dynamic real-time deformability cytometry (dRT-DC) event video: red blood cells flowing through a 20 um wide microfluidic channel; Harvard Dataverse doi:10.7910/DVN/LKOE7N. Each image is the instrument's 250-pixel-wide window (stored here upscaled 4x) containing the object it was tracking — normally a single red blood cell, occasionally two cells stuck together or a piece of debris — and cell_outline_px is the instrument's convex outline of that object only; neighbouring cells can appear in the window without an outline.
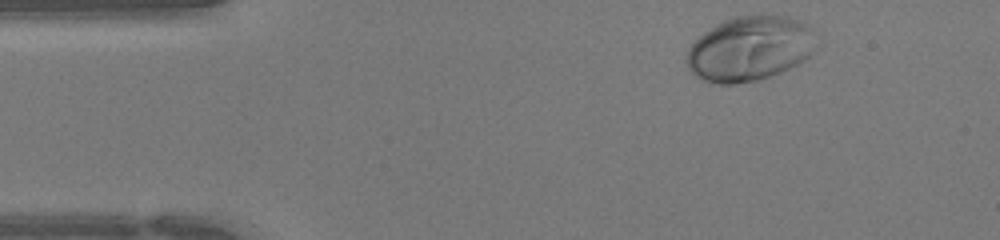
{"species": "human", "species_latin": "Homo sapiens", "temperature_condition": "warm", "stored_images_in_passage": 40, "camera_frame_rate_fps": 3000, "um_per_image_px": 0.085, "donor": {"sex": "female"}, "frame": {"image": 1, "passage_image": 1, "time_ms": 0.0, "image_size_px": [1000, 240], "cell_outline_px": [[820, 48], [804, 60], [780, 72], [756, 80], [736, 84], [716, 84], [700, 80], [688, 68], [684, 60], [688, 48], [704, 32], [716, 24], [724, 20], [736, 16], [756, 12], [788, 16], [800, 20], [808, 24], [812, 28], [820, 44]], "centroid_in_image_um": [63.78, 4.09], "position_along_channel_um": 21.2, "area_um2": 50.23}}
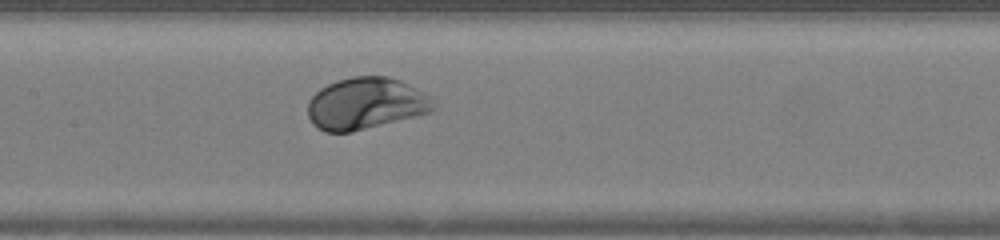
{"frame": {"image": 2, "passage_image": 16, "time_ms": 5.0, "image_size_px": [1000, 240], "cell_outline_px": [[436, 108], [432, 112], [352, 132], [324, 132], [316, 128], [312, 124], [308, 116], [308, 100], [320, 88], [336, 80], [352, 76], [388, 76], [400, 80], [432, 96]], "centroid_in_image_um": [31.1, 8.8], "position_along_channel_um": 176.3, "area_um2": 38.32}}
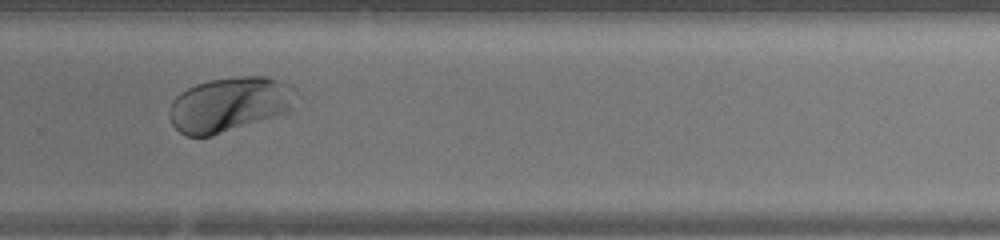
{"frame": {"image": 3, "passage_image": 25, "time_ms": 8.0, "image_size_px": [1000, 240], "cell_outline_px": [[296, 88], [292, 108], [288, 112], [276, 116], [212, 136], [188, 136], [180, 132], [172, 124], [168, 116], [168, 108], [172, 100], [180, 92], [196, 84], [208, 80], [240, 76], [268, 76]], "centroid_in_image_um": [19.47, 8.87], "position_along_channel_um": 310.3, "area_um2": 40.52}}